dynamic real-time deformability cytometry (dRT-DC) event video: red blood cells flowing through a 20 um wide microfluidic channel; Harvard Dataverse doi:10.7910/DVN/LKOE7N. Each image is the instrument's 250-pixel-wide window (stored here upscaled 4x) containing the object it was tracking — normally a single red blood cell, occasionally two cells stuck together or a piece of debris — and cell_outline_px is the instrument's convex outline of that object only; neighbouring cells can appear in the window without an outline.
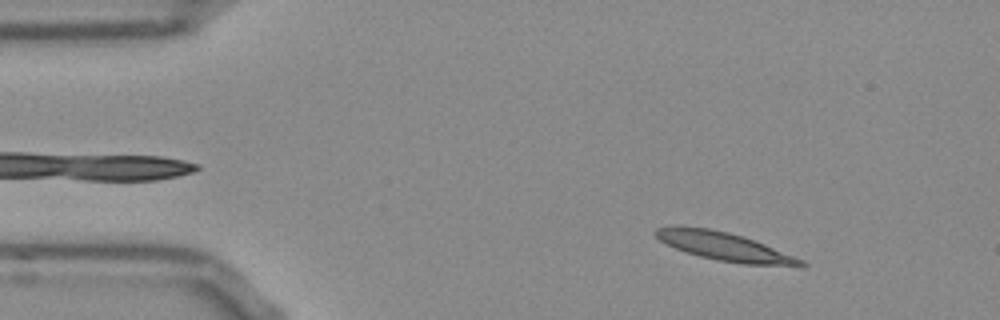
{"species": "Egyptian fruit bat (a non-hibernating species)", "species_latin": "Rousettus aegyptiacus", "temperature_condition": "room temperature", "stored_images_in_passage": 47, "camera_frame_rate_fps": 3000, "um_per_image_px": 0.085, "frame": {"image": 1, "passage_image": 1, "time_ms": 0.0, "image_size_px": [1000, 320], "cell_outline_px": [[808, 264], [804, 268], [800, 268], [744, 264], [716, 260], [684, 252], [660, 240], [652, 232], [656, 228], [672, 224], [680, 224], [708, 228], [728, 232], [764, 244], [804, 260]], "centroid_in_image_um": [61.6, 20.96], "position_along_channel_um": 23.4, "area_um2": 24.57}}
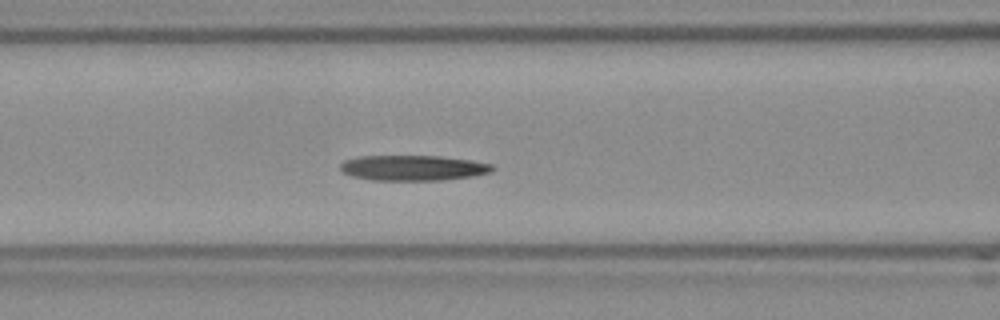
{"frame": {"image": 2, "passage_image": 15, "time_ms": 4.667, "image_size_px": [1000, 320], "cell_outline_px": [[496, 168], [492, 172], [472, 176], [444, 180], [372, 180], [352, 176], [344, 172], [340, 168], [340, 164], [344, 160], [360, 156], [440, 156], [472, 160], [492, 164]], "centroid_in_image_um": [35.14, 14.27], "position_along_channel_um": 131.5, "area_um2": 22.54}}
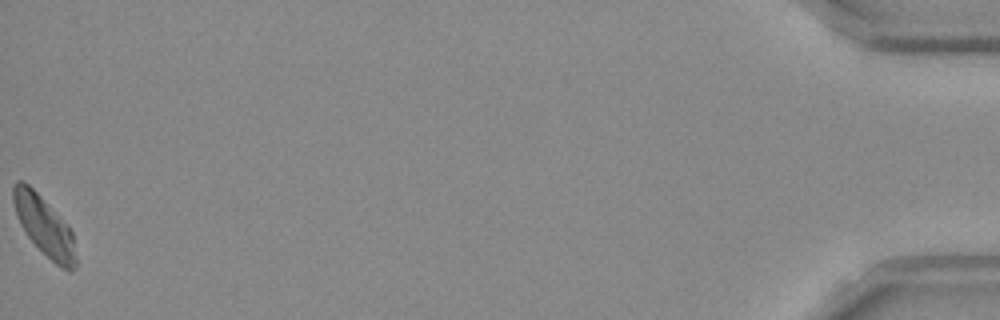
{"frame": {"image": 3, "passage_image": 47, "time_ms": 15.333, "image_size_px": [1000, 320], "cell_outline_px": [[76, 268], [72, 272], [68, 272], [56, 264], [28, 236], [20, 224], [16, 216], [12, 200], [12, 188], [16, 180], [24, 180], [68, 224], [72, 232], [76, 260]], "centroid_in_image_um": [3.75, 19.19], "position_along_channel_um": 431.4, "area_um2": 21.5}, "authors_computed_cell_mechanics": {"area_um2": 22.253, "velocity_mm_per_s": 3.8, "shape_relaxation_time_tau1_ms": 4.8225, "shape_relaxation_time_tau2_ms": null, "deformation_change_tau1": 0.1957, "deformation_change_tau2": null}}